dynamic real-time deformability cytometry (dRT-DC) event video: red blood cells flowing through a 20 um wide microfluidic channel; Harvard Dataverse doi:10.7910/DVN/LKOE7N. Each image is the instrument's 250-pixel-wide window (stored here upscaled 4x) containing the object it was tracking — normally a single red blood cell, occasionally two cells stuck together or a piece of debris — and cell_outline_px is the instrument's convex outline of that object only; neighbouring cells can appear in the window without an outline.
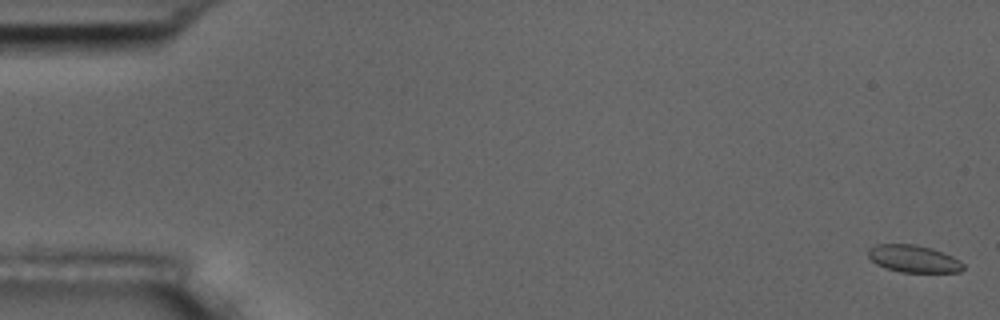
{"species": "common noctule bat (a hibernating species)", "species_latin": "Nyctalus noctula", "temperature_condition": "room temperature", "stored_images_in_passage": 5, "camera_frame_rate_fps": 3000, "um_per_image_px": 0.085, "animal": {"sex": "male", "body_mass_g": 17.5, "forearm_length_mm": 52.3}, "frame": {"image": 1, "passage_image": 1, "time_ms": 0.0, "image_size_px": [1000, 320], "cell_outline_px": [[964, 268], [960, 272], [900, 272], [876, 264], [868, 256], [868, 248], [876, 244], [916, 244], [932, 248], [944, 252], [960, 260], [964, 264]], "centroid_in_image_um": [77.67, 21.98], "position_along_channel_um": 7.3, "area_um2": 15.2}}
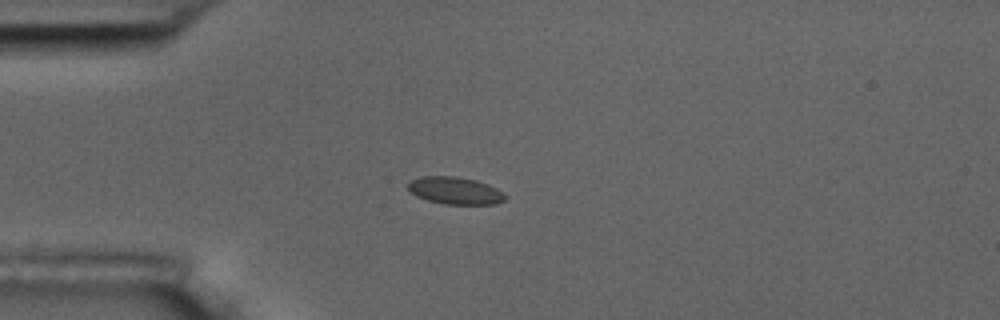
{"frame": {"image": 2, "passage_image": 5, "time_ms": 4.667, "image_size_px": [1000, 320], "cell_outline_px": [[508, 196], [504, 200], [496, 204], [444, 204], [428, 200], [416, 196], [408, 188], [408, 180], [420, 176], [456, 176], [476, 180], [488, 184], [504, 192]], "centroid_in_image_um": [38.69, 16.19], "position_along_channel_um": 46.3, "area_um2": 15.61}}